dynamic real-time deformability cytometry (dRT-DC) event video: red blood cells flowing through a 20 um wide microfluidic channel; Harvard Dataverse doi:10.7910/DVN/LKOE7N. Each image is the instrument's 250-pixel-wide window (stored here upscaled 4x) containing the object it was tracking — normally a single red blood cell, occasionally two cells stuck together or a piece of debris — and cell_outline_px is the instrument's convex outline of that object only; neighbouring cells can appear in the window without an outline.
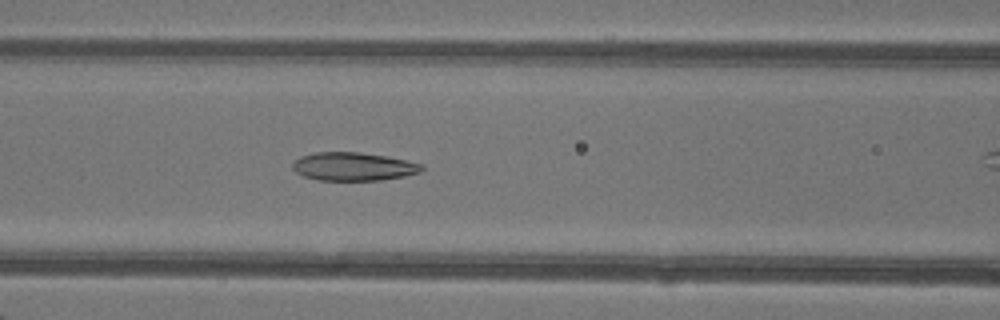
{"species": "common noctule bat (a hibernating species)", "species_latin": "Nyctalus noctula", "temperature_condition": "warm", "stored_images_in_passage": 39, "camera_frame_rate_fps": 3000, "um_per_image_px": 0.085, "animal": {"sex": "female"}, "frame": {"image": 1, "passage_image": 21, "time_ms": 6.667, "image_size_px": [1000, 320], "cell_outline_px": [[424, 168], [420, 172], [404, 176], [380, 180], [316, 180], [304, 176], [296, 172], [292, 168], [292, 164], [300, 156], [316, 152], [360, 152], [384, 156], [424, 164]], "centroid_in_image_um": [30.02, 14.15], "position_along_channel_um": 136.6, "area_um2": 21.21}}
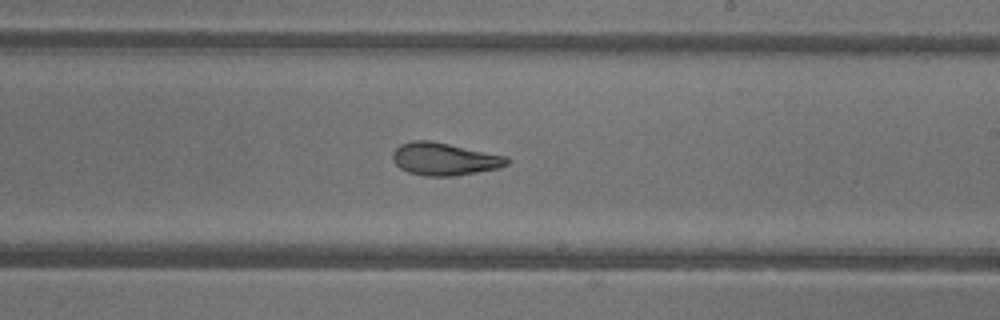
{"frame": {"image": 2, "passage_image": 29, "time_ms": 9.333, "image_size_px": [1000, 320], "cell_outline_px": [[512, 160], [508, 164], [500, 168], [452, 176], [428, 176], [408, 172], [400, 168], [392, 160], [392, 152], [400, 144], [412, 140], [432, 140], [508, 156]], "centroid_in_image_um": [37.79, 13.5], "position_along_channel_um": 251.2, "area_um2": 21.96}}
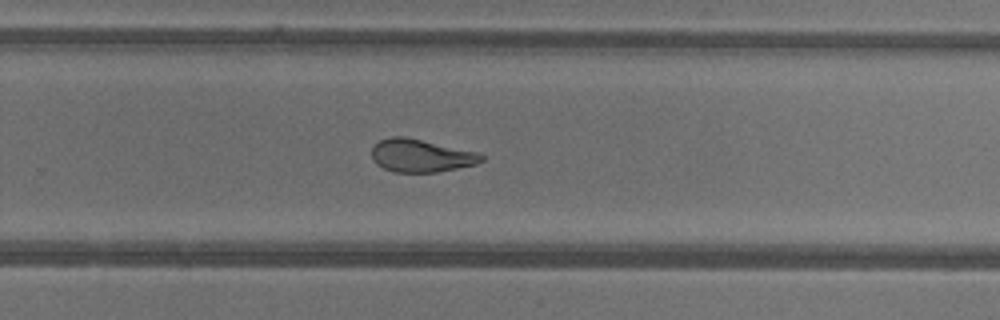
{"frame": {"image": 3, "passage_image": 32, "time_ms": 10.333, "image_size_px": [1000, 320], "cell_outline_px": [[484, 160], [476, 164], [436, 172], [392, 172], [376, 164], [372, 160], [372, 148], [380, 140], [392, 136], [404, 136], [476, 152], [484, 156]], "centroid_in_image_um": [35.75, 13.23], "position_along_channel_um": 294.1, "area_um2": 20.81}}